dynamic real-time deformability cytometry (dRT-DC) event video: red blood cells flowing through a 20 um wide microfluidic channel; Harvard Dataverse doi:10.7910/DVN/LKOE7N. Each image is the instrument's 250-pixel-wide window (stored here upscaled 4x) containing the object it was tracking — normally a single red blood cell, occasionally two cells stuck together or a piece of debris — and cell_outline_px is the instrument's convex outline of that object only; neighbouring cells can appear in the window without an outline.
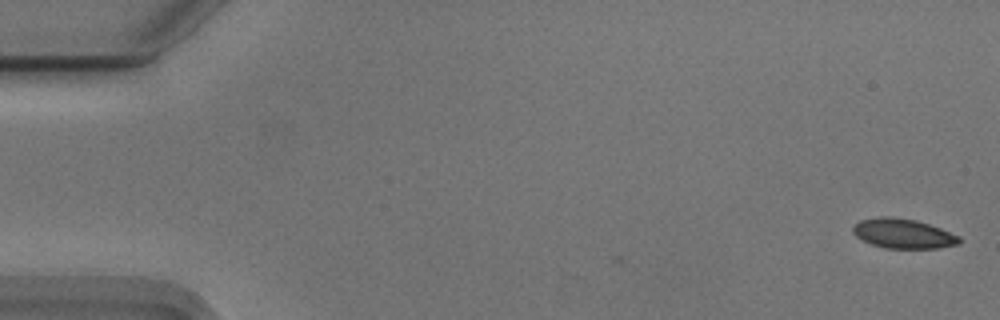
{"species": "Egyptian fruit bat (a non-hibernating species)", "species_latin": "Rousettus aegyptiacus", "temperature_condition": "cold", "stored_images_in_passage": 7, "camera_frame_rate_fps": 3000, "um_per_image_px": 0.085, "animal": {"sex": "male"}, "frame": {"image": 1, "passage_image": 1, "time_ms": 0.0, "image_size_px": [1000, 320], "cell_outline_px": [[960, 244], [940, 248], [884, 248], [872, 244], [856, 236], [852, 232], [852, 228], [860, 220], [880, 216], [892, 216], [916, 220], [940, 228], [960, 236]], "centroid_in_image_um": [76.78, 19.85], "position_along_channel_um": 8.2, "area_um2": 18.38}}